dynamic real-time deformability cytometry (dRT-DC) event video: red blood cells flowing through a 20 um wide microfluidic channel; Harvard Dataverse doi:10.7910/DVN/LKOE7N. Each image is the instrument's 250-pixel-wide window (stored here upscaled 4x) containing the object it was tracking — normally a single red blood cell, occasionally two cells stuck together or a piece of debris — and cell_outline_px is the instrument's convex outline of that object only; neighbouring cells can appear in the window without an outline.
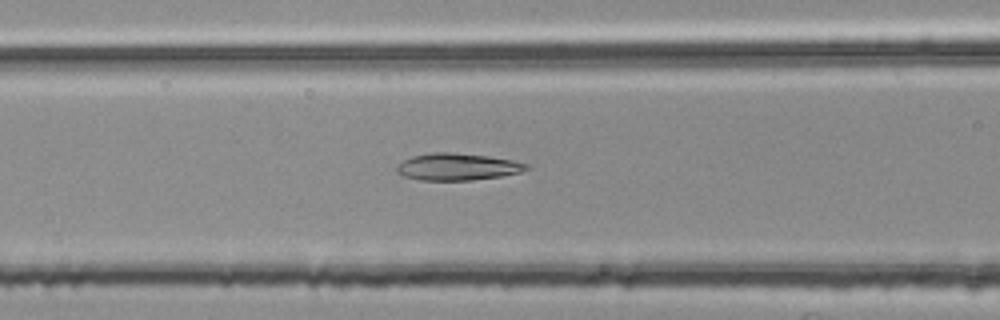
{"species": "common noctule bat (a hibernating species)", "species_latin": "Nyctalus noctula", "temperature_condition": "room temperature", "stored_images_in_passage": 32, "camera_frame_rate_fps": 3000, "um_per_image_px": 0.085, "animal": {"sex": "female", "body_mass_g": 25.1}, "frame": {"image": 1, "passage_image": 8, "time_ms": 2.333, "image_size_px": [1000, 320], "cell_outline_px": [[532, 168], [520, 172], [500, 176], [472, 180], [420, 180], [404, 176], [396, 172], [396, 168], [404, 160], [412, 156], [432, 152], [452, 152], [488, 156], [512, 160], [528, 164]], "centroid_in_image_um": [38.89, 14.17], "position_along_channel_um": 127.7, "area_um2": 20.35}}
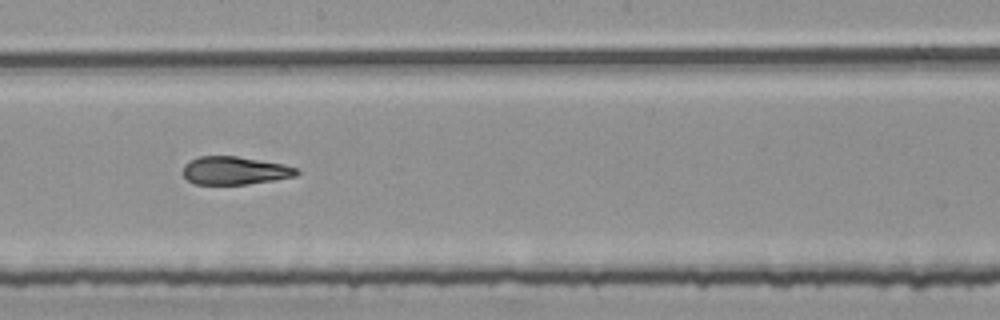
{"frame": {"image": 2, "passage_image": 16, "time_ms": 5.0, "image_size_px": [1000, 320], "cell_outline_px": [[300, 172], [296, 176], [248, 184], [196, 184], [188, 180], [180, 172], [184, 164], [200, 156], [236, 156], [284, 164], [296, 168]], "centroid_in_image_um": [19.93, 14.5], "position_along_channel_um": 228.3, "area_um2": 18.55}}
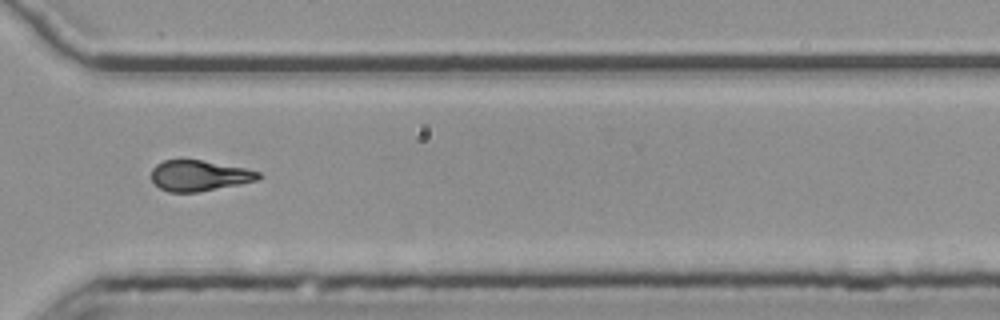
{"frame": {"image": 3, "passage_image": 26, "time_ms": 8.333, "image_size_px": [1000, 320], "cell_outline_px": [[264, 176], [260, 180], [200, 192], [168, 192], [160, 188], [152, 180], [152, 168], [156, 164], [164, 160], [180, 156], [244, 168], [260, 172]], "centroid_in_image_um": [16.93, 14.9], "position_along_channel_um": 353.7, "area_um2": 19.77}, "authors_computed_cell_mechanics": {"area_um2": 19.7676, "velocity_mm_per_s": 3.7711, "shape_relaxation_time_tau1_ms": null, "shape_relaxation_time_tau2_ms": 3.0634, "deformation_change_tau1": null, "deformation_change_tau2": 0.1081}}